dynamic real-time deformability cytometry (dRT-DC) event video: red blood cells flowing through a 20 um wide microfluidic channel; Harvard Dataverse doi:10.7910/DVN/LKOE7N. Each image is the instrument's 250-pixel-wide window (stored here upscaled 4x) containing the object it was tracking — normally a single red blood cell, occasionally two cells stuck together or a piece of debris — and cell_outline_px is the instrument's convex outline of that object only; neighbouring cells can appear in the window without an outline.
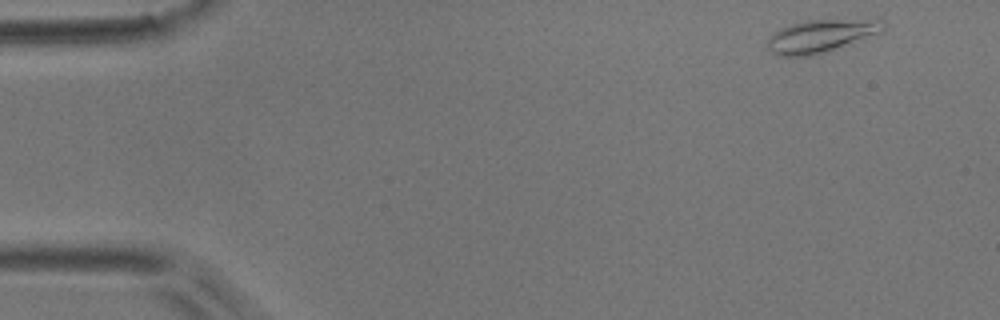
{"species": "common noctule bat (a hibernating species)", "species_latin": "Nyctalus noctula", "temperature_condition": "room temperature", "stored_images_in_passage": 5, "camera_frame_rate_fps": 3000, "um_per_image_px": 0.085, "animal": {"sex": "male", "body_mass_g": 17.9}, "frame": {"image": 1, "passage_image": 1, "time_ms": 0.0, "image_size_px": [1000, 320], "cell_outline_px": [[884, 28], [880, 32], [824, 52], [808, 56], [776, 56], [764, 44], [768, 36], [780, 28], [792, 24], [808, 20], [884, 20]], "centroid_in_image_um": [69.66, 3.07], "position_along_channel_um": 15.3, "area_um2": 21.68}}